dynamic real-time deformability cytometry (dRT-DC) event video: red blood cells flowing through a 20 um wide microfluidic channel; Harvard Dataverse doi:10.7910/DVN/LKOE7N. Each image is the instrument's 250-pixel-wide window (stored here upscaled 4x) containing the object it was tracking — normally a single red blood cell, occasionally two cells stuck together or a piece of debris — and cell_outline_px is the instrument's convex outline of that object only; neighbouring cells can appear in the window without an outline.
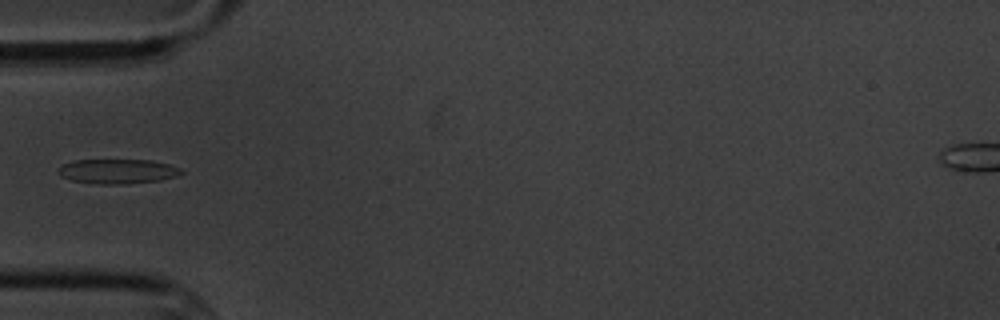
{"species": "common noctule bat (a hibernating species)", "species_latin": "Nyctalus noctula", "temperature_condition": "cold", "stored_images_in_passage": 15, "camera_frame_rate_fps": 3000, "um_per_image_px": 0.085, "animal": {"sex": "male", "body_mass_g": 20.1, "forearm_length_mm": 53.5}, "frame": {"image": 1, "passage_image": 5, "time_ms": 5.667, "image_size_px": [1000, 320], "cell_outline_px": [[184, 172], [176, 176], [160, 180], [124, 184], [92, 184], [72, 180], [60, 176], [56, 172], [56, 168], [72, 160], [152, 160], [168, 164], [180, 168]], "centroid_in_image_um": [9.94, 14.56], "position_along_channel_um": 75.1, "area_um2": 17.8}}
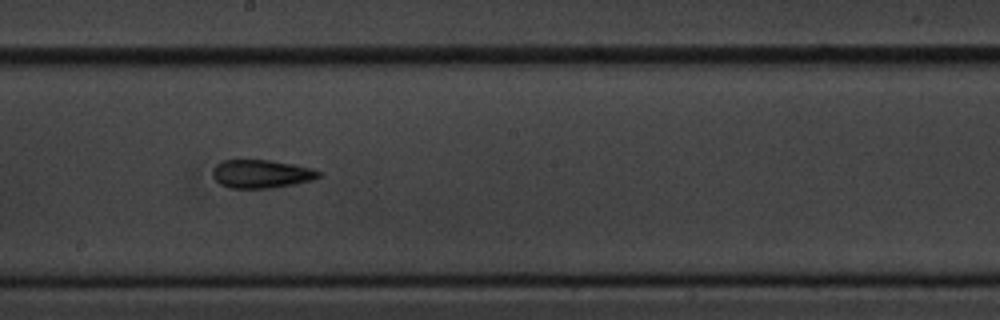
{"frame": {"image": 2, "passage_image": 9, "time_ms": 10.0, "image_size_px": [1000, 320], "cell_outline_px": [[324, 172], [320, 176], [312, 180], [272, 188], [228, 188], [220, 184], [212, 176], [212, 172], [216, 164], [224, 160], [268, 160], [292, 164], [312, 168]], "centroid_in_image_um": [22.21, 14.78], "position_along_channel_um": 226.0, "area_um2": 17.51}}
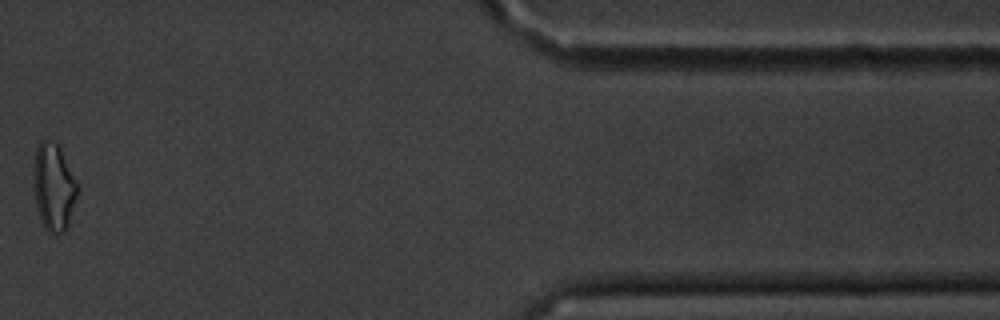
{"frame": {"image": 3, "passage_image": 14, "time_ms": 16.667, "image_size_px": [1000, 320], "cell_outline_px": [[80, 184], [68, 224], [64, 232], [56, 236], [48, 232], [44, 228], [36, 204], [36, 148], [40, 140], [44, 140], [56, 144], [60, 148]], "centroid_in_image_um": [4.63, 15.94], "position_along_channel_um": 406.8, "area_um2": 21.73}, "authors_computed_cell_mechanics": {"area_um2": 17.8024, "velocity_mm_per_s": 3.4648, "shape_relaxation_time_tau1_ms": null, "shape_relaxation_time_tau2_ms": 6.3654, "deformation_change_tau1": null, "deformation_change_tau2": 0.1552}}